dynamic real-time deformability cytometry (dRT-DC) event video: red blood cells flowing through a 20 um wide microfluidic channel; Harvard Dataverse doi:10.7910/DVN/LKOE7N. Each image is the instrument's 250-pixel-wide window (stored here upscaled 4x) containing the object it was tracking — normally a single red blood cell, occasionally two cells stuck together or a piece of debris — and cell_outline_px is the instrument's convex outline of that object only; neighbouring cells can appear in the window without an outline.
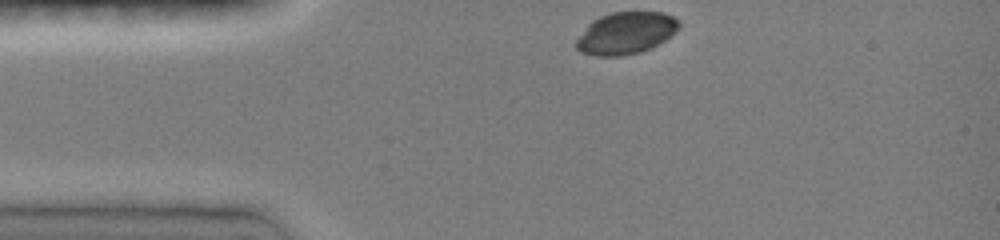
{"species": "common noctule bat (a hibernating species)", "species_latin": "Nyctalus noctula", "temperature_condition": "room temperature", "stored_images_in_passage": 33, "camera_frame_rate_fps": 3000, "um_per_image_px": 0.085, "animal": {"sex": "female", "body_mass_g": 19.0, "forearm_length_mm": 51.5}, "frame": {"image": 1, "passage_image": 1, "time_ms": 0.0, "image_size_px": [1000, 240], "cell_outline_px": [[680, 24], [676, 32], [652, 48], [640, 52], [620, 56], [596, 56], [580, 52], [576, 48], [576, 40], [588, 24], [592, 20], [600, 16], [612, 12], [664, 12], [680, 20]], "centroid_in_image_um": [53.2, 2.81], "position_along_channel_um": 31.8, "area_um2": 25.26}}
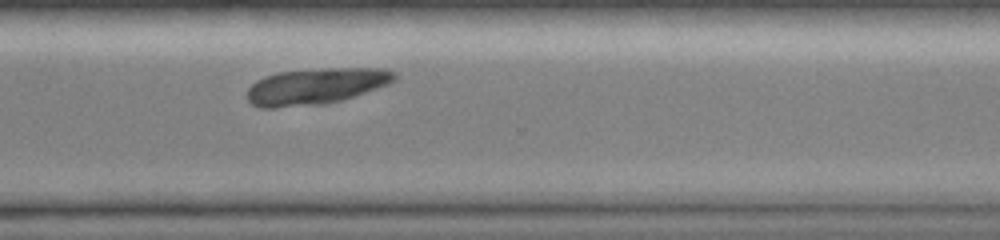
{"frame": {"image": 2, "passage_image": 27, "time_ms": 8.667, "image_size_px": [1000, 240], "cell_outline_px": [[396, 80], [388, 84], [340, 100], [324, 104], [276, 108], [260, 108], [252, 104], [248, 100], [248, 88], [256, 80], [264, 76], [276, 72], [324, 68], [384, 68], [396, 72]], "centroid_in_image_um": [26.82, 7.32], "position_along_channel_um": 343.8, "area_um2": 31.15}}
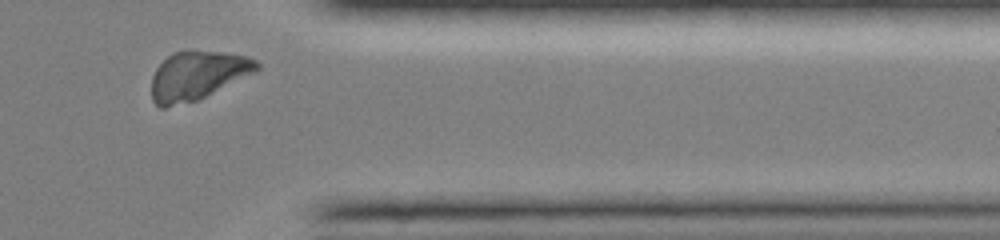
{"frame": {"image": 3, "passage_image": 31, "time_ms": 10.0, "image_size_px": [1000, 240], "cell_outline_px": [[260, 68], [256, 72], [196, 100], [164, 108], [160, 108], [152, 100], [152, 76], [156, 68], [172, 52], [228, 52], [248, 56], [256, 60], [260, 64]], "centroid_in_image_um": [16.8, 6.42], "position_along_channel_um": 394.6, "area_um2": 29.48}}